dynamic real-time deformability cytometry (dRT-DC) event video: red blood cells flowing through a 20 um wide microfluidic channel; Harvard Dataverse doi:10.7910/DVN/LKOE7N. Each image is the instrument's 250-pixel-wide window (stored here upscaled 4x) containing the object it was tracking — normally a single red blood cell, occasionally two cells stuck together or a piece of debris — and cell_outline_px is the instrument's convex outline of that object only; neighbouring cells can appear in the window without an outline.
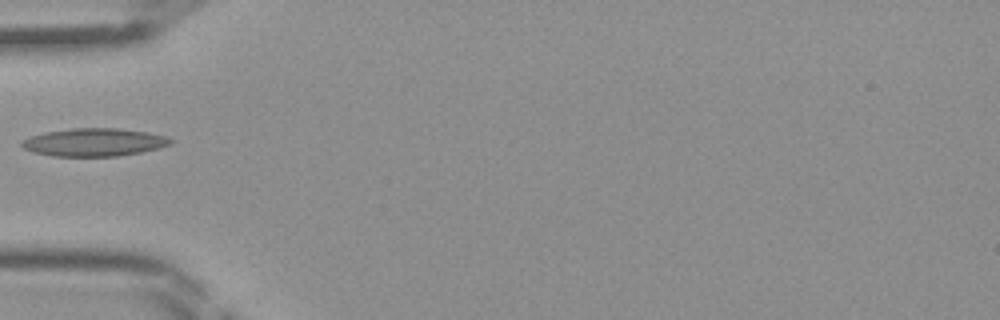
{"species": "Egyptian fruit bat (a non-hibernating species)", "species_latin": "Rousettus aegyptiacus", "temperature_condition": "room temperature", "stored_images_in_passage": 9, "camera_frame_rate_fps": 3000, "um_per_image_px": 0.085, "frame": {"image": 1, "passage_image": 1, "time_ms": 0.0, "image_size_px": [1000, 320], "cell_outline_px": [[176, 140], [172, 144], [160, 148], [140, 152], [116, 156], [52, 156], [32, 152], [24, 148], [20, 144], [20, 140], [28, 136], [44, 132], [72, 128], [116, 128], [148, 132], [164, 136]], "centroid_in_image_um": [7.98, 12.09], "position_along_channel_um": 77.0, "area_um2": 24.45}}
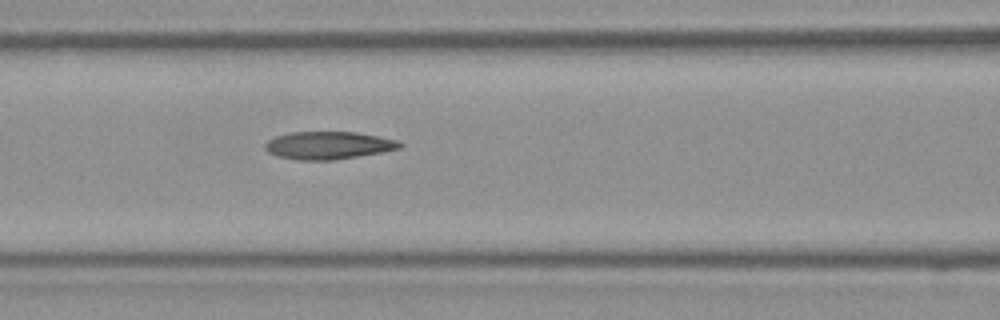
{"frame": {"image": 2, "passage_image": 5, "time_ms": 1.333, "image_size_px": [1000, 320], "cell_outline_px": [[404, 144], [400, 148], [380, 152], [336, 160], [296, 160], [280, 156], [268, 152], [264, 148], [264, 144], [268, 140], [276, 136], [292, 132], [356, 132], [400, 140]], "centroid_in_image_um": [27.93, 12.35], "position_along_channel_um": 138.7, "area_um2": 21.73}}
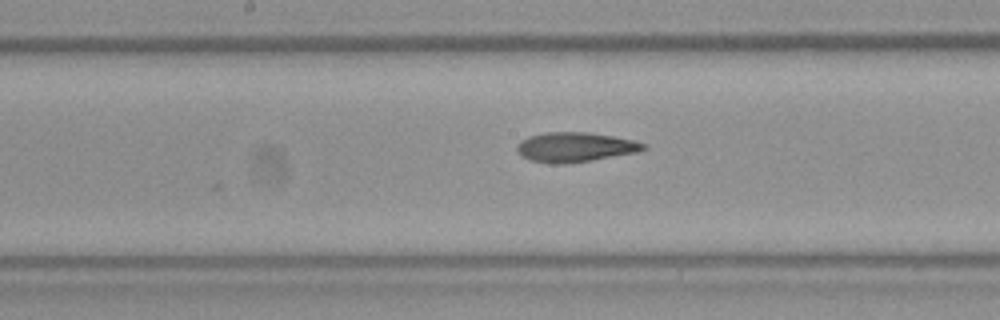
{"frame": {"image": 3, "passage_image": 9, "time_ms": 2.667, "image_size_px": [1000, 320], "cell_outline_px": [[648, 148], [636, 152], [592, 160], [568, 164], [552, 164], [528, 160], [520, 156], [516, 148], [516, 144], [520, 140], [528, 136], [544, 132], [588, 132], [612, 136], [632, 140], [648, 144]], "centroid_in_image_um": [48.83, 12.51], "position_along_channel_um": 199.4, "area_um2": 22.14}}